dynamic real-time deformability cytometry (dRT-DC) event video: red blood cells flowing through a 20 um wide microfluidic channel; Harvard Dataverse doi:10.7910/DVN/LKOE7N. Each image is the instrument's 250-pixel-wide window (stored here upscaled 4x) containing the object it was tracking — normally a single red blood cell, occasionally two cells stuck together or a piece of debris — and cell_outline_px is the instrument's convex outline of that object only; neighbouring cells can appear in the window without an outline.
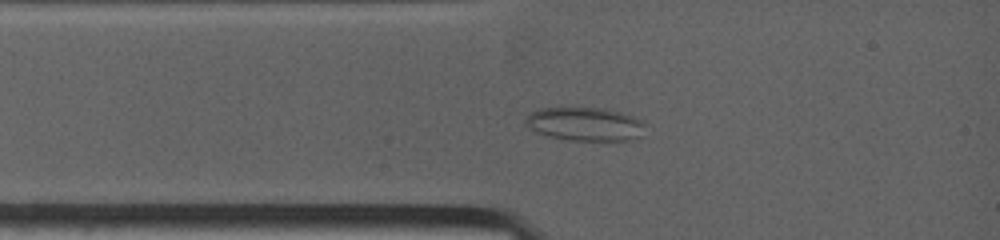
{"species": "common noctule bat (a hibernating species)", "species_latin": "Nyctalus noctula", "temperature_condition": "warm", "stored_images_in_passage": 26, "camera_frame_rate_fps": 4500, "um_per_image_px": 0.085, "animal": {"sex": "female", "body_mass_g": 19.0, "forearm_length_mm": 53.3}, "frame": {"image": 1, "passage_image": 1, "time_ms": 0.0, "image_size_px": [1000, 240], "cell_outline_px": [[644, 136], [628, 140], [568, 140], [544, 136], [528, 128], [524, 124], [524, 120], [532, 112], [540, 108], [604, 108], [620, 112], [644, 120]], "centroid_in_image_um": [49.72, 10.55], "position_along_channel_um": 35.3, "area_um2": 23.64}}
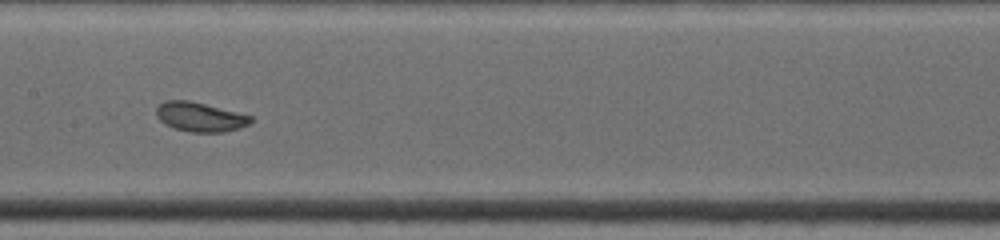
{"frame": {"image": 2, "passage_image": 11, "time_ms": 4.0, "image_size_px": [1000, 240], "cell_outline_px": [[252, 120], [248, 124], [240, 128], [224, 132], [192, 132], [172, 128], [164, 124], [156, 116], [156, 108], [164, 100], [188, 100], [252, 116]], "centroid_in_image_um": [16.96, 9.94], "position_along_channel_um": 190.4, "area_um2": 16.07}}
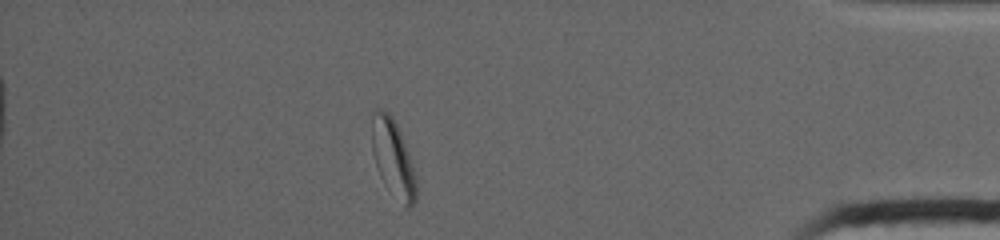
{"frame": {"image": 3, "passage_image": 23, "time_ms": 10.667, "image_size_px": [1000, 240], "cell_outline_px": [[416, 200], [408, 208], [384, 184], [380, 176], [372, 152], [372, 108], [384, 108], [392, 116], [400, 132], [408, 152], [416, 176]], "centroid_in_image_um": [33.38, 13.37], "position_along_channel_um": 401.8, "area_um2": 19.77}}